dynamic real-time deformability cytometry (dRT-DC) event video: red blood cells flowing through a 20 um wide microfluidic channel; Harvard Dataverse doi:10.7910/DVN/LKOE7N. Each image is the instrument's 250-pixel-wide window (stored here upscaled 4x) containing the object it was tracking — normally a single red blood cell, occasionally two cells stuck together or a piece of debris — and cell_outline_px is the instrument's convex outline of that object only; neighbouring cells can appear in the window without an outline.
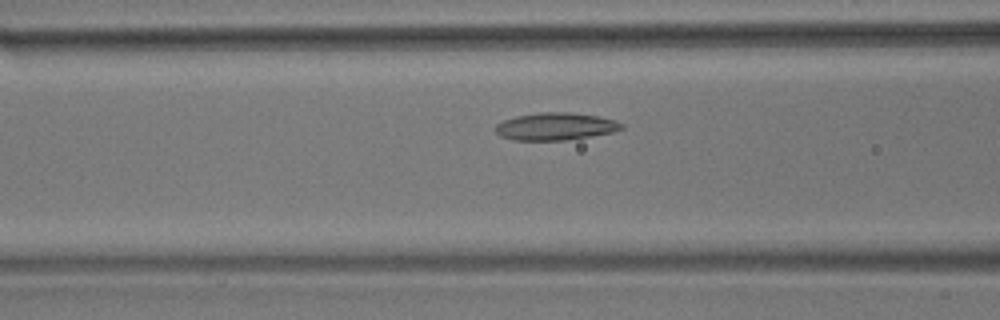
{"species": "common noctule bat (a hibernating species)", "species_latin": "Nyctalus noctula", "temperature_condition": "room temperature", "stored_images_in_passage": 51, "camera_frame_rate_fps": 3000, "um_per_image_px": 0.085, "animal": {"sex": "male", "body_mass_g": 17.9}, "frame": {"image": 1, "passage_image": 17, "time_ms": 5.333, "image_size_px": [1000, 320], "cell_outline_px": [[624, 128], [612, 132], [592, 136], [564, 140], [512, 140], [500, 136], [496, 132], [496, 124], [504, 120], [516, 116], [540, 112], [572, 112], [600, 116], [616, 120], [624, 124]], "centroid_in_image_um": [47.25, 10.74], "position_along_channel_um": 119.4, "area_um2": 20.29}}
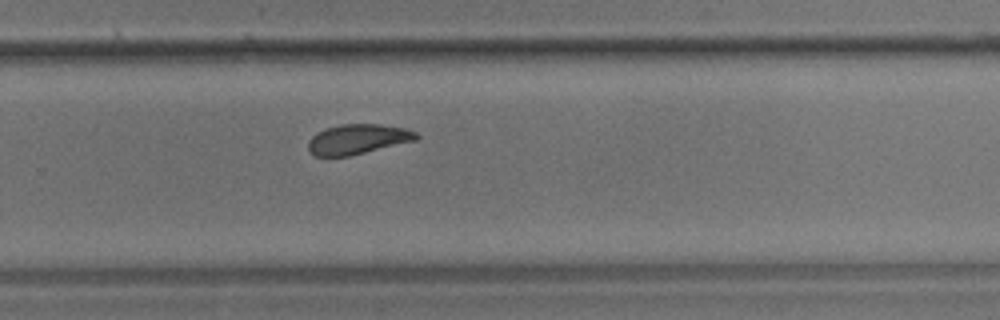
{"frame": {"image": 2, "passage_image": 32, "time_ms": 10.333, "image_size_px": [1000, 320], "cell_outline_px": [[420, 136], [416, 140], [348, 156], [316, 156], [308, 152], [308, 140], [312, 136], [328, 128], [340, 124], [380, 124], [404, 128], [416, 132]], "centroid_in_image_um": [30.4, 11.83], "position_along_channel_um": 299.4, "area_um2": 18.67}}
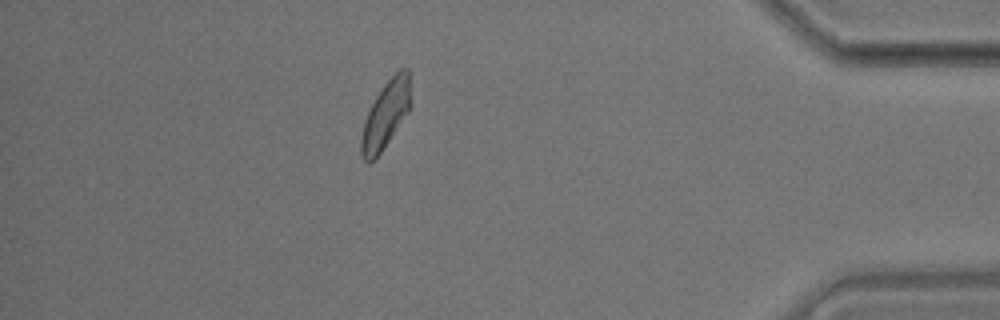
{"frame": {"image": 3, "passage_image": 44, "time_ms": 14.333, "image_size_px": [1000, 320], "cell_outline_px": [[412, 104], [408, 112], [380, 152], [368, 164], [364, 160], [360, 152], [360, 140], [364, 120], [376, 96], [384, 84], [400, 68], [408, 68], [412, 72]], "centroid_in_image_um": [32.84, 9.65], "position_along_channel_um": 402.4, "area_um2": 19.65}, "authors_computed_cell_mechanics": {"area_um2": 19.7676, "velocity_mm_per_s": 3.614, "shape_relaxation_time_tau1_ms": 5.0924, "shape_relaxation_time_tau2_ms": 2.4609, "deformation_change_tau1": 0.1318, "deformation_change_tau2": 0.0893}}